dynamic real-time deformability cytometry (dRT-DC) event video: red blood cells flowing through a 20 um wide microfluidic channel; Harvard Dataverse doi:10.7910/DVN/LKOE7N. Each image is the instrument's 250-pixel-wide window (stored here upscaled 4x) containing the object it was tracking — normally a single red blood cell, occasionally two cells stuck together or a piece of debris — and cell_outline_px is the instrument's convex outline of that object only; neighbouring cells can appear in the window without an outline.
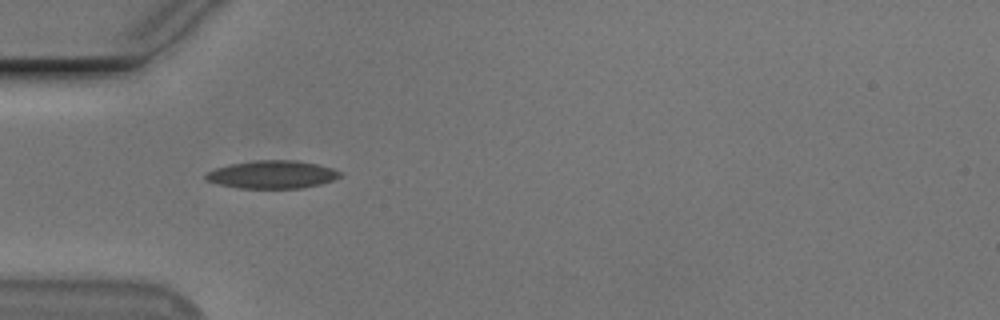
{"species": "Egyptian fruit bat (a non-hibernating species)", "species_latin": "Rousettus aegyptiacus", "temperature_condition": "cold", "stored_images_in_passage": 38, "camera_frame_rate_fps": 3000, "um_per_image_px": 0.085, "animal": {"sex": "male"}, "frame": {"image": 1, "passage_image": 1, "time_ms": 0.0, "image_size_px": [1000, 320], "cell_outline_px": [[344, 172], [340, 176], [332, 180], [320, 184], [300, 188], [240, 188], [220, 184], [208, 180], [204, 176], [208, 172], [216, 168], [228, 164], [256, 160], [296, 160], [316, 164], [332, 168]], "centroid_in_image_um": [23.16, 14.82], "position_along_channel_um": 61.8, "area_um2": 21.68}}
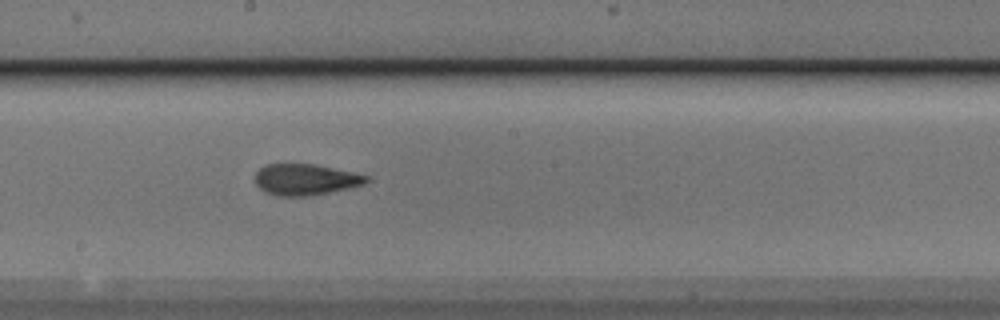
{"frame": {"image": 2, "passage_image": 14, "time_ms": 4.333, "image_size_px": [1000, 320], "cell_outline_px": [[368, 180], [364, 184], [348, 188], [312, 196], [276, 196], [264, 192], [256, 184], [256, 172], [260, 168], [268, 164], [312, 164], [352, 172], [368, 176]], "centroid_in_image_um": [25.93, 15.27], "position_along_channel_um": 222.3, "area_um2": 20.06}}
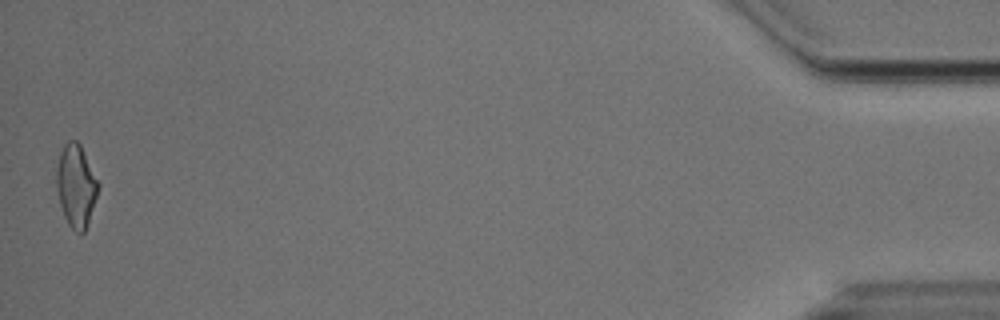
{"frame": {"image": 3, "passage_image": 38, "time_ms": 12.333, "image_size_px": [1000, 320], "cell_outline_px": [[100, 184], [84, 232], [80, 236], [68, 224], [64, 216], [60, 204], [56, 188], [56, 172], [60, 152], [64, 144], [68, 140], [76, 140], [80, 144]], "centroid_in_image_um": [6.45, 15.78], "position_along_channel_um": 428.8, "area_um2": 19.88}, "authors_computed_cell_mechanics": {"area_um2": 19.8254, "velocity_mm_per_s": 3.7557, "shape_relaxation_time_tau1_ms": 3.9157, "shape_relaxation_time_tau2_ms": 1.9636, "deformation_change_tau1": 0.1569, "deformation_change_tau2": 0.1122}}